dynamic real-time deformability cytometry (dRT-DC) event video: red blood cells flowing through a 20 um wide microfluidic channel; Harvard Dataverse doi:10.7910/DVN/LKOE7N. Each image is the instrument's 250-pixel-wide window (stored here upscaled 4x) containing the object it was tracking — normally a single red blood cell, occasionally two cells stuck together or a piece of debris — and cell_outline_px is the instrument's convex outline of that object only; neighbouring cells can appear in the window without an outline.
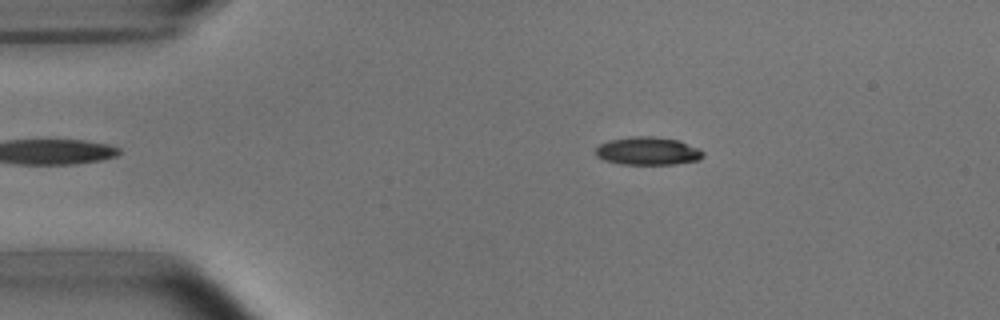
{"species": "common noctule bat (a hibernating species)", "species_latin": "Nyctalus noctula", "temperature_condition": "room temperature", "stored_images_in_passage": 8, "camera_frame_rate_fps": 3000, "um_per_image_px": 0.085, "animal": {"sex": "male", "body_mass_g": 15.6}, "frame": {"image": 1, "passage_image": 1, "time_ms": 0.0, "image_size_px": [1000, 320], "cell_outline_px": [[704, 156], [700, 160], [676, 164], [620, 164], [604, 160], [596, 156], [592, 152], [600, 144], [608, 140], [632, 136], [656, 136], [676, 140], [700, 148], [704, 152]], "centroid_in_image_um": [55.05, 12.84], "position_along_channel_um": 30.0, "area_um2": 17.8}}
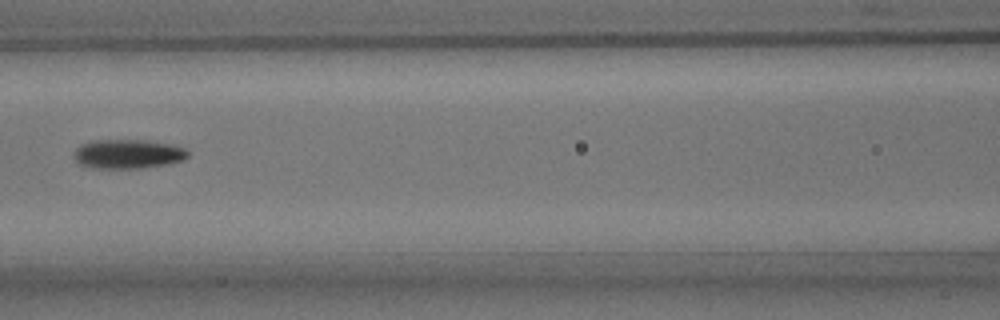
{"frame": {"image": 2, "passage_image": 5, "time_ms": 4.667, "image_size_px": [1000, 320], "cell_outline_px": [[188, 156], [184, 160], [168, 164], [140, 168], [92, 168], [80, 164], [72, 156], [76, 148], [80, 144], [92, 140], [144, 140], [168, 144], [184, 148], [188, 152]], "centroid_in_image_um": [10.83, 13.09], "position_along_channel_um": 155.8, "area_um2": 19.42}}
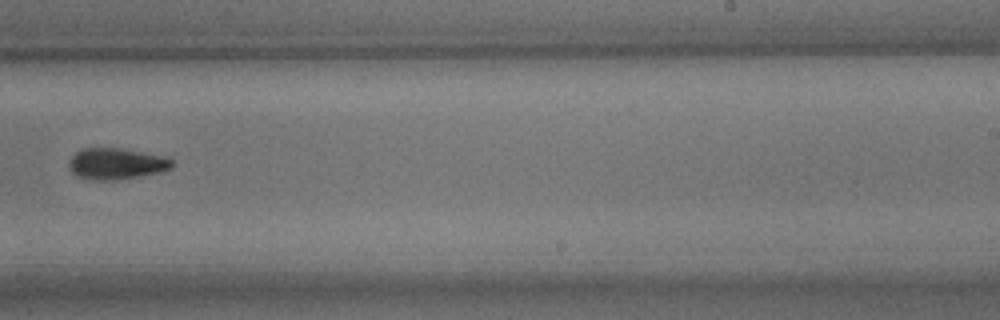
{"frame": {"image": 3, "passage_image": 8, "time_ms": 8.0, "image_size_px": [1000, 320], "cell_outline_px": [[176, 164], [172, 168], [160, 172], [140, 176], [116, 180], [92, 180], [76, 176], [68, 168], [68, 160], [76, 152], [84, 148], [116, 148], [140, 152], [160, 156], [172, 160]], "centroid_in_image_um": [9.85, 13.93], "position_along_channel_um": 279.2, "area_um2": 18.73}}